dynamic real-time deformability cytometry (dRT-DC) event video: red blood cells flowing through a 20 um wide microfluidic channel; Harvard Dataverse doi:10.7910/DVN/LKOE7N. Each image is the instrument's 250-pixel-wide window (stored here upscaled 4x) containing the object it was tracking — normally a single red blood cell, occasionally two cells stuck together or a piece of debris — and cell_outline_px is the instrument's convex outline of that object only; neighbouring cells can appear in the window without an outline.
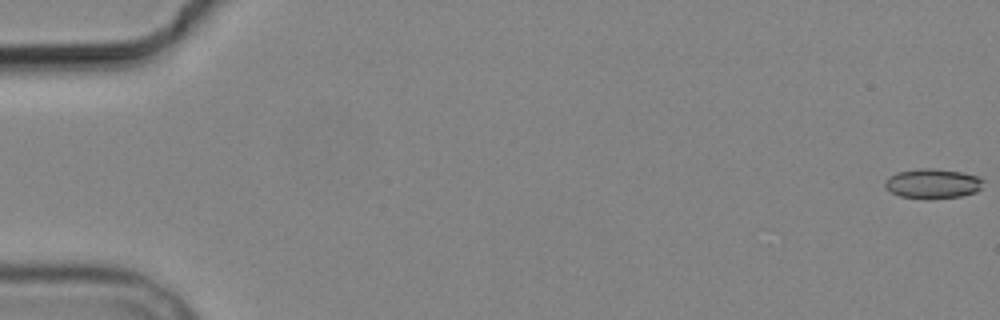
{"species": "common noctule bat (a hibernating species)", "species_latin": "Nyctalus noctula", "temperature_condition": "cold", "stored_images_in_passage": 3, "camera_frame_rate_fps": 3000, "um_per_image_px": 0.085, "animal": {"sex": "male", "body_mass_g": 19.2, "forearm_length_mm": 51.8}, "frame": {"image": 1, "passage_image": 1, "time_ms": 0.0, "image_size_px": [1000, 320], "cell_outline_px": [[984, 180], [980, 188], [976, 192], [960, 196], [900, 196], [884, 188], [884, 184], [888, 176], [896, 172], [920, 168], [936, 168], [960, 172], [976, 176]], "centroid_in_image_um": [79.25, 15.55], "position_along_channel_um": 5.8, "area_um2": 16.36}}